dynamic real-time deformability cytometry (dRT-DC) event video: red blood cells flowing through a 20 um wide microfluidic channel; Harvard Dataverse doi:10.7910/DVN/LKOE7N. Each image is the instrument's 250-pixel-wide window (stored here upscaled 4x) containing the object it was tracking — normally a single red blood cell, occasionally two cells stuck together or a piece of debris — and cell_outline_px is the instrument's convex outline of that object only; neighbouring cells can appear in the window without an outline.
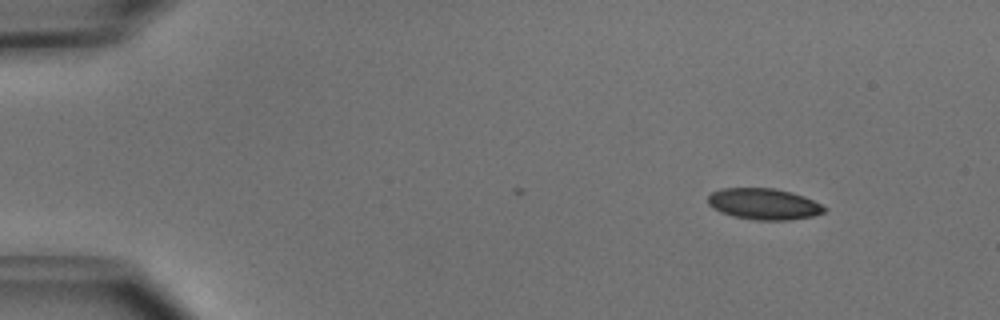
{"species": "common noctule bat (a hibernating species)", "species_latin": "Nyctalus noctula", "temperature_condition": "cold", "stored_images_in_passage": 46, "camera_frame_rate_fps": 3000, "um_per_image_px": 0.085, "animal": {"sex": "male", "body_mass_g": 15.6}, "frame": {"image": 1, "passage_image": 1, "time_ms": 0.0, "image_size_px": [1000, 320], "cell_outline_px": [[828, 208], [824, 212], [812, 216], [788, 220], [756, 220], [732, 216], [720, 212], [712, 208], [708, 204], [708, 196], [712, 192], [720, 188], [776, 188], [792, 192], [804, 196]], "centroid_in_image_um": [64.9, 17.33], "position_along_channel_um": 20.1, "area_um2": 21.27}}
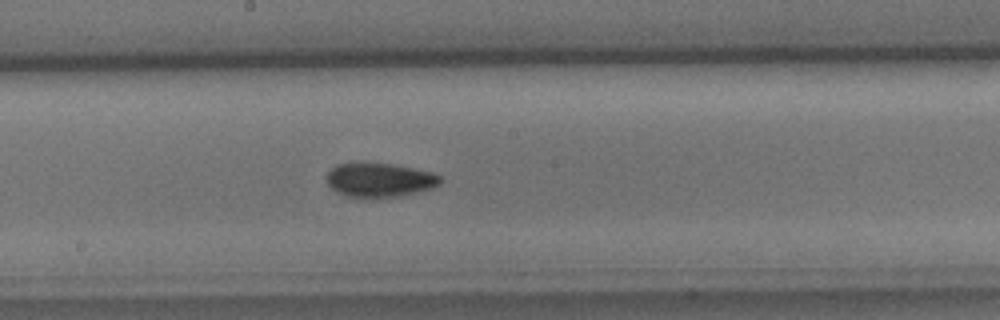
{"frame": {"image": 2, "passage_image": 23, "time_ms": 7.333, "image_size_px": [1000, 320], "cell_outline_px": [[444, 180], [440, 184], [432, 188], [400, 196], [348, 196], [332, 188], [328, 184], [328, 172], [336, 164], [360, 160], [364, 160], [392, 164], [432, 172], [440, 176]], "centroid_in_image_um": [32.28, 15.23], "position_along_channel_um": 215.9, "area_um2": 22.66}}
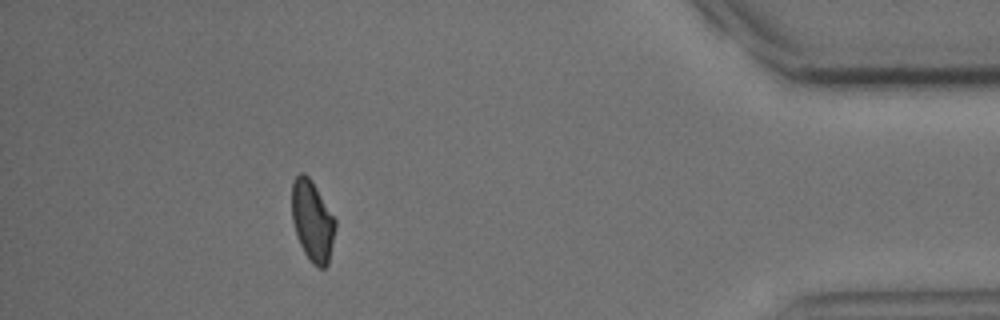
{"frame": {"image": 3, "passage_image": 41, "time_ms": 13.333, "image_size_px": [1000, 320], "cell_outline_px": [[336, 228], [328, 264], [324, 268], [320, 268], [312, 264], [304, 252], [300, 244], [292, 220], [292, 180], [300, 172], [304, 172], [312, 180], [336, 220]], "centroid_in_image_um": [26.55, 18.76], "position_along_channel_um": 408.6, "area_um2": 20.52}, "authors_computed_cell_mechanics": {"area_um2": 21.6461, "velocity_mm_per_s": 3.9813, "shape_relaxation_time_tau1_ms": 3.4249, "shape_relaxation_time_tau2_ms": 5.2683, "deformation_change_tau1": 0.1038, "deformation_change_tau2": 0.0865}}